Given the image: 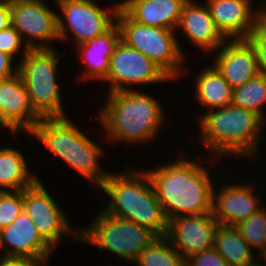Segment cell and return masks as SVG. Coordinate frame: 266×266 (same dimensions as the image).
I'll use <instances>...</instances> for the list:
<instances>
[{
    "label": "cell",
    "instance_id": "33",
    "mask_svg": "<svg viewBox=\"0 0 266 266\" xmlns=\"http://www.w3.org/2000/svg\"><path fill=\"white\" fill-rule=\"evenodd\" d=\"M12 61L10 55L0 51V80L12 77L18 72V69L12 71Z\"/></svg>",
    "mask_w": 266,
    "mask_h": 266
},
{
    "label": "cell",
    "instance_id": "26",
    "mask_svg": "<svg viewBox=\"0 0 266 266\" xmlns=\"http://www.w3.org/2000/svg\"><path fill=\"white\" fill-rule=\"evenodd\" d=\"M266 103V76L262 73L233 89L232 104L256 112L263 119L262 105Z\"/></svg>",
    "mask_w": 266,
    "mask_h": 266
},
{
    "label": "cell",
    "instance_id": "7",
    "mask_svg": "<svg viewBox=\"0 0 266 266\" xmlns=\"http://www.w3.org/2000/svg\"><path fill=\"white\" fill-rule=\"evenodd\" d=\"M77 233V239L87 240L100 250H109L132 262L157 238L149 228L105 211L99 214L92 226L77 230Z\"/></svg>",
    "mask_w": 266,
    "mask_h": 266
},
{
    "label": "cell",
    "instance_id": "34",
    "mask_svg": "<svg viewBox=\"0 0 266 266\" xmlns=\"http://www.w3.org/2000/svg\"><path fill=\"white\" fill-rule=\"evenodd\" d=\"M11 25L10 2L0 0V31Z\"/></svg>",
    "mask_w": 266,
    "mask_h": 266
},
{
    "label": "cell",
    "instance_id": "13",
    "mask_svg": "<svg viewBox=\"0 0 266 266\" xmlns=\"http://www.w3.org/2000/svg\"><path fill=\"white\" fill-rule=\"evenodd\" d=\"M11 25L33 39H59L58 15L41 0H10Z\"/></svg>",
    "mask_w": 266,
    "mask_h": 266
},
{
    "label": "cell",
    "instance_id": "10",
    "mask_svg": "<svg viewBox=\"0 0 266 266\" xmlns=\"http://www.w3.org/2000/svg\"><path fill=\"white\" fill-rule=\"evenodd\" d=\"M169 78L151 59L120 39L110 58L107 76L103 80L111 83L110 92H120L128 90L122 84H150Z\"/></svg>",
    "mask_w": 266,
    "mask_h": 266
},
{
    "label": "cell",
    "instance_id": "15",
    "mask_svg": "<svg viewBox=\"0 0 266 266\" xmlns=\"http://www.w3.org/2000/svg\"><path fill=\"white\" fill-rule=\"evenodd\" d=\"M251 0H207L217 29L226 38L247 39L255 20L264 10L251 11ZM252 12V13H251ZM255 13V14H254Z\"/></svg>",
    "mask_w": 266,
    "mask_h": 266
},
{
    "label": "cell",
    "instance_id": "37",
    "mask_svg": "<svg viewBox=\"0 0 266 266\" xmlns=\"http://www.w3.org/2000/svg\"><path fill=\"white\" fill-rule=\"evenodd\" d=\"M259 263V264H258ZM246 266H261L260 262L257 260L253 262L252 264L246 265Z\"/></svg>",
    "mask_w": 266,
    "mask_h": 266
},
{
    "label": "cell",
    "instance_id": "2",
    "mask_svg": "<svg viewBox=\"0 0 266 266\" xmlns=\"http://www.w3.org/2000/svg\"><path fill=\"white\" fill-rule=\"evenodd\" d=\"M99 188L112 198L106 213L147 227L157 236H166L168 220L147 171L140 175L131 171L109 173Z\"/></svg>",
    "mask_w": 266,
    "mask_h": 266
},
{
    "label": "cell",
    "instance_id": "23",
    "mask_svg": "<svg viewBox=\"0 0 266 266\" xmlns=\"http://www.w3.org/2000/svg\"><path fill=\"white\" fill-rule=\"evenodd\" d=\"M214 248L229 266H246L255 262L251 246L235 226L218 225L214 235Z\"/></svg>",
    "mask_w": 266,
    "mask_h": 266
},
{
    "label": "cell",
    "instance_id": "29",
    "mask_svg": "<svg viewBox=\"0 0 266 266\" xmlns=\"http://www.w3.org/2000/svg\"><path fill=\"white\" fill-rule=\"evenodd\" d=\"M249 43L253 46L260 73L266 76V10L255 20L254 27L247 37Z\"/></svg>",
    "mask_w": 266,
    "mask_h": 266
},
{
    "label": "cell",
    "instance_id": "12",
    "mask_svg": "<svg viewBox=\"0 0 266 266\" xmlns=\"http://www.w3.org/2000/svg\"><path fill=\"white\" fill-rule=\"evenodd\" d=\"M55 202L39 179L23 190V210L51 248L59 242L62 233L70 231L67 218Z\"/></svg>",
    "mask_w": 266,
    "mask_h": 266
},
{
    "label": "cell",
    "instance_id": "4",
    "mask_svg": "<svg viewBox=\"0 0 266 266\" xmlns=\"http://www.w3.org/2000/svg\"><path fill=\"white\" fill-rule=\"evenodd\" d=\"M201 118L202 141L212 154L251 156L264 119L256 112L230 104Z\"/></svg>",
    "mask_w": 266,
    "mask_h": 266
},
{
    "label": "cell",
    "instance_id": "5",
    "mask_svg": "<svg viewBox=\"0 0 266 266\" xmlns=\"http://www.w3.org/2000/svg\"><path fill=\"white\" fill-rule=\"evenodd\" d=\"M53 154L100 187L109 173L99 169L102 150L65 118H41L29 132Z\"/></svg>",
    "mask_w": 266,
    "mask_h": 266
},
{
    "label": "cell",
    "instance_id": "32",
    "mask_svg": "<svg viewBox=\"0 0 266 266\" xmlns=\"http://www.w3.org/2000/svg\"><path fill=\"white\" fill-rule=\"evenodd\" d=\"M42 262L28 258L17 256H4L0 260V266H41Z\"/></svg>",
    "mask_w": 266,
    "mask_h": 266
},
{
    "label": "cell",
    "instance_id": "9",
    "mask_svg": "<svg viewBox=\"0 0 266 266\" xmlns=\"http://www.w3.org/2000/svg\"><path fill=\"white\" fill-rule=\"evenodd\" d=\"M95 3L93 0H69L58 4L67 19L66 24L58 16L59 40H65L68 36L67 29H70L76 44L79 45L104 34L116 23L113 18L116 19L120 4L108 13Z\"/></svg>",
    "mask_w": 266,
    "mask_h": 266
},
{
    "label": "cell",
    "instance_id": "27",
    "mask_svg": "<svg viewBox=\"0 0 266 266\" xmlns=\"http://www.w3.org/2000/svg\"><path fill=\"white\" fill-rule=\"evenodd\" d=\"M242 237L249 243L261 250L260 256L266 255V210L259 209L248 219L235 225Z\"/></svg>",
    "mask_w": 266,
    "mask_h": 266
},
{
    "label": "cell",
    "instance_id": "28",
    "mask_svg": "<svg viewBox=\"0 0 266 266\" xmlns=\"http://www.w3.org/2000/svg\"><path fill=\"white\" fill-rule=\"evenodd\" d=\"M0 191V229L9 226L23 211L22 191Z\"/></svg>",
    "mask_w": 266,
    "mask_h": 266
},
{
    "label": "cell",
    "instance_id": "1",
    "mask_svg": "<svg viewBox=\"0 0 266 266\" xmlns=\"http://www.w3.org/2000/svg\"><path fill=\"white\" fill-rule=\"evenodd\" d=\"M166 219L212 213L213 184L207 171L192 161L179 160L147 172Z\"/></svg>",
    "mask_w": 266,
    "mask_h": 266
},
{
    "label": "cell",
    "instance_id": "25",
    "mask_svg": "<svg viewBox=\"0 0 266 266\" xmlns=\"http://www.w3.org/2000/svg\"><path fill=\"white\" fill-rule=\"evenodd\" d=\"M138 266H185L181 254L168 243L166 236L157 238L138 256L135 261Z\"/></svg>",
    "mask_w": 266,
    "mask_h": 266
},
{
    "label": "cell",
    "instance_id": "18",
    "mask_svg": "<svg viewBox=\"0 0 266 266\" xmlns=\"http://www.w3.org/2000/svg\"><path fill=\"white\" fill-rule=\"evenodd\" d=\"M250 187L227 185L213 194L212 214L219 224L235 226L260 209Z\"/></svg>",
    "mask_w": 266,
    "mask_h": 266
},
{
    "label": "cell",
    "instance_id": "36",
    "mask_svg": "<svg viewBox=\"0 0 266 266\" xmlns=\"http://www.w3.org/2000/svg\"><path fill=\"white\" fill-rule=\"evenodd\" d=\"M2 246H4V242H3V237H2V231L0 229V248H2Z\"/></svg>",
    "mask_w": 266,
    "mask_h": 266
},
{
    "label": "cell",
    "instance_id": "21",
    "mask_svg": "<svg viewBox=\"0 0 266 266\" xmlns=\"http://www.w3.org/2000/svg\"><path fill=\"white\" fill-rule=\"evenodd\" d=\"M121 39V31L115 23L104 34L79 44L83 60L87 65V71L83 74V79H104L110 68V58L113 54L116 44ZM89 67V68H88Z\"/></svg>",
    "mask_w": 266,
    "mask_h": 266
},
{
    "label": "cell",
    "instance_id": "30",
    "mask_svg": "<svg viewBox=\"0 0 266 266\" xmlns=\"http://www.w3.org/2000/svg\"><path fill=\"white\" fill-rule=\"evenodd\" d=\"M20 33L10 25L0 31V51L10 55L12 58L19 51L22 39Z\"/></svg>",
    "mask_w": 266,
    "mask_h": 266
},
{
    "label": "cell",
    "instance_id": "3",
    "mask_svg": "<svg viewBox=\"0 0 266 266\" xmlns=\"http://www.w3.org/2000/svg\"><path fill=\"white\" fill-rule=\"evenodd\" d=\"M108 100L100 120L111 138L135 143L156 137L163 120L157 100L132 90L110 92Z\"/></svg>",
    "mask_w": 266,
    "mask_h": 266
},
{
    "label": "cell",
    "instance_id": "14",
    "mask_svg": "<svg viewBox=\"0 0 266 266\" xmlns=\"http://www.w3.org/2000/svg\"><path fill=\"white\" fill-rule=\"evenodd\" d=\"M221 47L214 66L233 89L260 73L255 50L247 39L231 38Z\"/></svg>",
    "mask_w": 266,
    "mask_h": 266
},
{
    "label": "cell",
    "instance_id": "8",
    "mask_svg": "<svg viewBox=\"0 0 266 266\" xmlns=\"http://www.w3.org/2000/svg\"><path fill=\"white\" fill-rule=\"evenodd\" d=\"M121 31V40L151 59L170 78L180 75L183 61L174 30L140 24L121 8L115 19Z\"/></svg>",
    "mask_w": 266,
    "mask_h": 266
},
{
    "label": "cell",
    "instance_id": "24",
    "mask_svg": "<svg viewBox=\"0 0 266 266\" xmlns=\"http://www.w3.org/2000/svg\"><path fill=\"white\" fill-rule=\"evenodd\" d=\"M27 168L20 152L12 148H0V191H6V188L22 191L33 185L38 178L29 175Z\"/></svg>",
    "mask_w": 266,
    "mask_h": 266
},
{
    "label": "cell",
    "instance_id": "17",
    "mask_svg": "<svg viewBox=\"0 0 266 266\" xmlns=\"http://www.w3.org/2000/svg\"><path fill=\"white\" fill-rule=\"evenodd\" d=\"M1 231L4 245L12 247L5 256L28 257L42 263L48 262L51 247L39 235L35 224L24 210Z\"/></svg>",
    "mask_w": 266,
    "mask_h": 266
},
{
    "label": "cell",
    "instance_id": "38",
    "mask_svg": "<svg viewBox=\"0 0 266 266\" xmlns=\"http://www.w3.org/2000/svg\"><path fill=\"white\" fill-rule=\"evenodd\" d=\"M64 1H69V0H57V3H61V2H64Z\"/></svg>",
    "mask_w": 266,
    "mask_h": 266
},
{
    "label": "cell",
    "instance_id": "11",
    "mask_svg": "<svg viewBox=\"0 0 266 266\" xmlns=\"http://www.w3.org/2000/svg\"><path fill=\"white\" fill-rule=\"evenodd\" d=\"M218 225L212 213L179 215L168 221L166 237L186 261L192 255L214 247Z\"/></svg>",
    "mask_w": 266,
    "mask_h": 266
},
{
    "label": "cell",
    "instance_id": "31",
    "mask_svg": "<svg viewBox=\"0 0 266 266\" xmlns=\"http://www.w3.org/2000/svg\"><path fill=\"white\" fill-rule=\"evenodd\" d=\"M185 266H229L214 247L192 255L185 261Z\"/></svg>",
    "mask_w": 266,
    "mask_h": 266
},
{
    "label": "cell",
    "instance_id": "6",
    "mask_svg": "<svg viewBox=\"0 0 266 266\" xmlns=\"http://www.w3.org/2000/svg\"><path fill=\"white\" fill-rule=\"evenodd\" d=\"M48 45L26 42L24 56L17 65L34 112L40 118H64L59 87L56 83V69L59 56Z\"/></svg>",
    "mask_w": 266,
    "mask_h": 266
},
{
    "label": "cell",
    "instance_id": "19",
    "mask_svg": "<svg viewBox=\"0 0 266 266\" xmlns=\"http://www.w3.org/2000/svg\"><path fill=\"white\" fill-rule=\"evenodd\" d=\"M188 0H125L120 8L134 21L152 27L176 29Z\"/></svg>",
    "mask_w": 266,
    "mask_h": 266
},
{
    "label": "cell",
    "instance_id": "35",
    "mask_svg": "<svg viewBox=\"0 0 266 266\" xmlns=\"http://www.w3.org/2000/svg\"><path fill=\"white\" fill-rule=\"evenodd\" d=\"M0 125L5 128L10 129L12 132H18L5 118L3 115V110L0 105Z\"/></svg>",
    "mask_w": 266,
    "mask_h": 266
},
{
    "label": "cell",
    "instance_id": "16",
    "mask_svg": "<svg viewBox=\"0 0 266 266\" xmlns=\"http://www.w3.org/2000/svg\"><path fill=\"white\" fill-rule=\"evenodd\" d=\"M0 105L4 118L17 131L29 133L41 119L31 106L29 93L18 72L0 80Z\"/></svg>",
    "mask_w": 266,
    "mask_h": 266
},
{
    "label": "cell",
    "instance_id": "22",
    "mask_svg": "<svg viewBox=\"0 0 266 266\" xmlns=\"http://www.w3.org/2000/svg\"><path fill=\"white\" fill-rule=\"evenodd\" d=\"M196 98L212 110L229 106L233 102V88L215 66L203 69L196 79Z\"/></svg>",
    "mask_w": 266,
    "mask_h": 266
},
{
    "label": "cell",
    "instance_id": "20",
    "mask_svg": "<svg viewBox=\"0 0 266 266\" xmlns=\"http://www.w3.org/2000/svg\"><path fill=\"white\" fill-rule=\"evenodd\" d=\"M178 27L182 28L194 45L203 50L220 49L222 43L226 42V38L217 29L207 5L198 6L188 0L184 4Z\"/></svg>",
    "mask_w": 266,
    "mask_h": 266
}]
</instances>
